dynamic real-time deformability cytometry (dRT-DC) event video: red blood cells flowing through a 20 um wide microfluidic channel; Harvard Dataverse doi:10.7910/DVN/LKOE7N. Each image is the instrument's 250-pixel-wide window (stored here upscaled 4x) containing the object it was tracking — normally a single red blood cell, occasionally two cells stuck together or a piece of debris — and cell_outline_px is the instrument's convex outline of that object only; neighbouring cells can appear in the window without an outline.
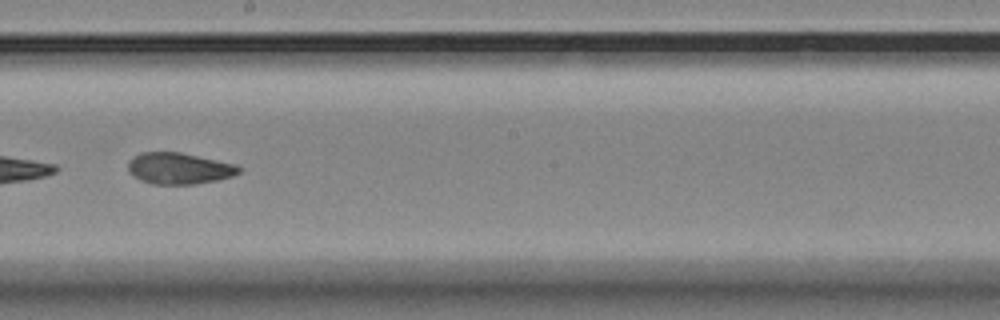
{"species": "Egyptian fruit bat (a non-hibernating species)", "species_latin": "Rousettus aegyptiacus", "temperature_condition": "room temperature", "stored_images_in_passage": 27, "camera_frame_rate_fps": 3000, "um_per_image_px": 0.085, "animal": {"sex": "female"}, "frame": {"image": 1, "passage_image": 16, "time_ms": 5.0, "image_size_px": [1000, 320], "cell_outline_px": [[240, 172], [232, 176], [216, 180], [196, 184], [152, 184], [140, 180], [128, 172], [128, 160], [132, 156], [140, 152], [180, 152], [236, 164], [240, 168]], "centroid_in_image_um": [15.18, 14.31], "position_along_channel_um": 233.0, "area_um2": 20.35}}